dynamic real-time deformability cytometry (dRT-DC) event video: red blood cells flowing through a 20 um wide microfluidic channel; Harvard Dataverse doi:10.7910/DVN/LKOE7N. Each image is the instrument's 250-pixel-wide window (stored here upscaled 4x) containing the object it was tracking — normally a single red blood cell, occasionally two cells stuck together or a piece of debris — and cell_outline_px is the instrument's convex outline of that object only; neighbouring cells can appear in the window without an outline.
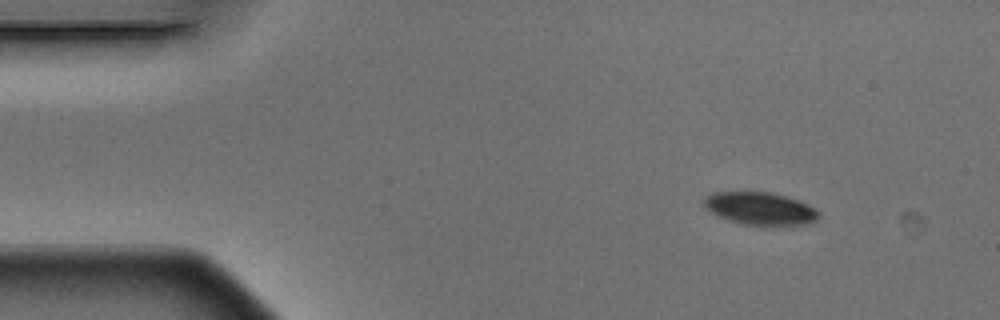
{"species": "Egyptian fruit bat (a non-hibernating species)", "species_latin": "Rousettus aegyptiacus", "temperature_condition": "warm", "stored_images_in_passage": 4, "camera_frame_rate_fps": 3000, "um_per_image_px": 0.085, "animal": {"sex": "male"}, "frame": {"image": 1, "passage_image": 1, "time_ms": 0.0, "image_size_px": [1000, 320], "cell_outline_px": [[820, 216], [816, 220], [808, 224], [764, 228], [744, 224], [728, 220], [712, 212], [704, 204], [704, 196], [712, 192], [772, 192], [808, 204], [816, 208], [820, 212]], "centroid_in_image_um": [64.67, 17.76], "position_along_channel_um": 20.3, "area_um2": 22.37}}